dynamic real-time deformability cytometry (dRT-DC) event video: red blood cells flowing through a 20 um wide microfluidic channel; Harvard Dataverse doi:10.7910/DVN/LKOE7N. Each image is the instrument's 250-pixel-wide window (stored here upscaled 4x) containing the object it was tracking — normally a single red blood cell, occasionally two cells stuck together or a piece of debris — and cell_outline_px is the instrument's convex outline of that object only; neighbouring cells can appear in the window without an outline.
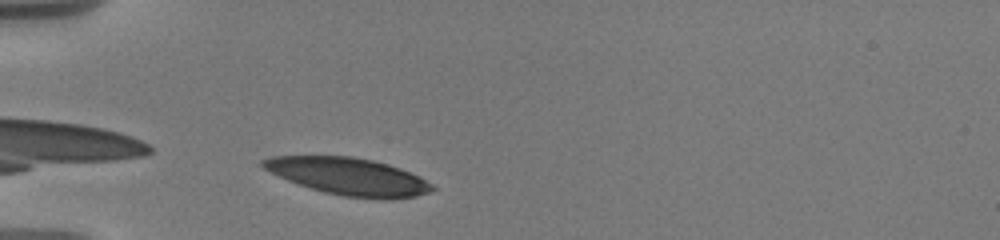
{"species": "human", "species_latin": "Homo sapiens", "temperature_condition": "warm", "stored_images_in_passage": 2, "camera_frame_rate_fps": 3000, "um_per_image_px": 0.085, "donor": {"sex": "male"}, "frame": {"image": 1, "passage_image": 2, "time_ms": 1.0, "image_size_px": [1000, 240], "cell_outline_px": [[436, 188], [428, 192], [416, 196], [388, 200], [344, 196], [324, 192], [288, 180], [264, 168], [260, 164], [260, 160], [272, 156], [352, 156], [372, 160], [388, 164], [400, 168], [432, 184]], "centroid_in_image_um": [29.62, 14.99], "position_along_channel_um": 55.4, "area_um2": 36.3}}